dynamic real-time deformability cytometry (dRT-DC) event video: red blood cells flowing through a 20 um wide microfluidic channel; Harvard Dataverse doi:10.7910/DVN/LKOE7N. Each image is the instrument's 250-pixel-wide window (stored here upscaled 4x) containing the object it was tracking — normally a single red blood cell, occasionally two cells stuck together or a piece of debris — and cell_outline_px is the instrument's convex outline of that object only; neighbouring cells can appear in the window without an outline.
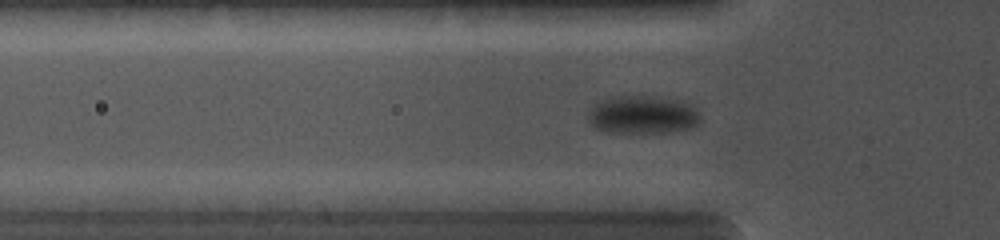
{"species": "common noctule bat (a hibernating species)", "species_latin": "Nyctalus noctula", "temperature_condition": "cold", "stored_images_in_passage": 44, "camera_frame_rate_fps": 5000, "um_per_image_px": 0.085, "animal": {"sex": "female", "body_mass_g": 19.0, "forearm_length_mm": 56.7}, "frame": {"image": 1, "passage_image": 15, "time_ms": 4.8, "image_size_px": [1000, 240], "cell_outline_px": [[700, 124], [692, 128], [664, 132], [608, 132], [596, 128], [588, 120], [588, 112], [600, 100], [612, 96], [648, 96], [676, 100], [688, 104], [696, 108], [700, 116]], "centroid_in_image_um": [54.63, 9.76], "position_along_channel_um": 71.2, "area_um2": 24.74}}
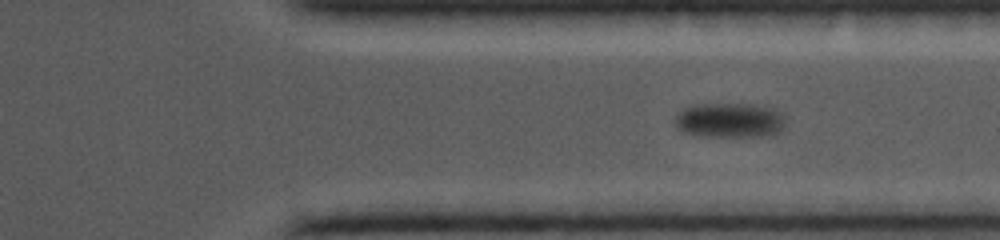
{"frame": {"image": 2, "passage_image": 31, "time_ms": 11.6, "image_size_px": [1000, 240], "cell_outline_px": [[784, 128], [780, 132], [756, 136], [704, 136], [684, 132], [676, 124], [676, 116], [684, 108], [692, 104], [748, 104], [768, 108], [776, 112], [784, 120]], "centroid_in_image_um": [61.98, 10.22], "position_along_channel_um": 349.4, "area_um2": 21.79}}
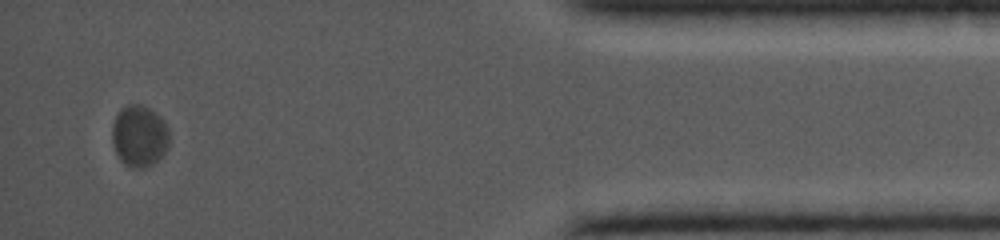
{"frame": {"image": 3, "passage_image": 41, "time_ms": 14.6, "image_size_px": [1000, 240], "cell_outline_px": [[168, 148], [152, 164], [144, 168], [132, 168], [124, 164], [120, 160], [116, 152], [112, 140], [112, 124], [120, 108], [128, 104], [140, 104], [148, 108], [160, 116], [164, 120], [168, 128]], "centroid_in_image_um": [11.83, 11.55], "position_along_channel_um": 423.4, "area_um2": 20.52}}